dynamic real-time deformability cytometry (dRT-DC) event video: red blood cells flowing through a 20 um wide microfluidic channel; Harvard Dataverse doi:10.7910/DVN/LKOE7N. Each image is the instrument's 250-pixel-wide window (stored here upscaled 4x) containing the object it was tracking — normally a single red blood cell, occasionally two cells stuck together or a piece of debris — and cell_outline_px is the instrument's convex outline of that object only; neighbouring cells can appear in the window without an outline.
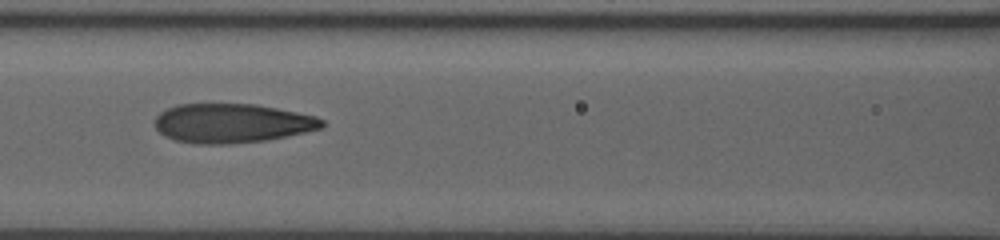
{"species": "human", "species_latin": "Homo sapiens", "temperature_condition": "room temperature", "stored_images_in_passage": 9, "camera_frame_rate_fps": 3000, "um_per_image_px": 0.085, "donor": {"sex": "male"}, "frame": {"image": 1, "passage_image": 6, "time_ms": 5.0, "image_size_px": [1000, 240], "cell_outline_px": [[324, 124], [320, 128], [304, 132], [264, 140], [228, 144], [196, 144], [176, 140], [164, 136], [156, 128], [156, 116], [160, 112], [176, 104], [256, 104], [316, 116], [324, 120]], "centroid_in_image_um": [19.69, 10.47], "position_along_channel_um": 146.9, "area_um2": 37.92}}
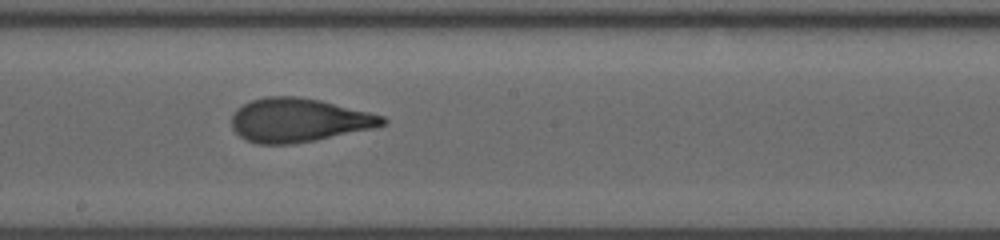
{"frame": {"image": 2, "passage_image": 8, "time_ms": 7.0, "image_size_px": [1000, 240], "cell_outline_px": [[388, 120], [384, 124], [376, 128], [316, 140], [292, 144], [256, 144], [244, 140], [232, 128], [232, 112], [236, 108], [252, 100], [268, 96], [296, 96], [320, 100], [384, 116]], "centroid_in_image_um": [25.37, 10.22], "position_along_channel_um": 222.8, "area_um2": 38.61}}
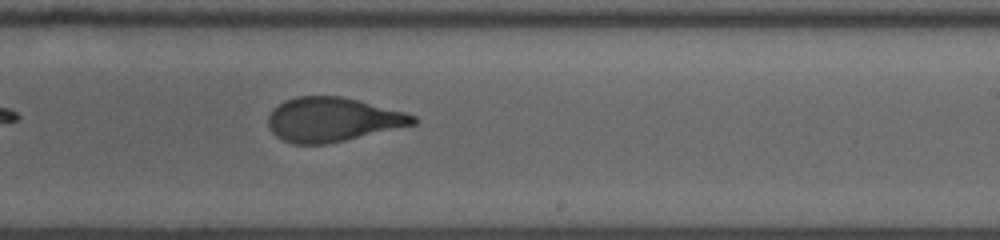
{"frame": {"image": 3, "passage_image": 9, "time_ms": 8.0, "image_size_px": [1000, 240], "cell_outline_px": [[420, 120], [416, 124], [344, 140], [324, 144], [292, 144], [276, 136], [272, 132], [268, 124], [268, 116], [272, 108], [284, 100], [296, 96], [340, 96], [404, 112], [416, 116]], "centroid_in_image_um": [28.23, 10.16], "position_along_channel_um": 260.8, "area_um2": 37.11}}